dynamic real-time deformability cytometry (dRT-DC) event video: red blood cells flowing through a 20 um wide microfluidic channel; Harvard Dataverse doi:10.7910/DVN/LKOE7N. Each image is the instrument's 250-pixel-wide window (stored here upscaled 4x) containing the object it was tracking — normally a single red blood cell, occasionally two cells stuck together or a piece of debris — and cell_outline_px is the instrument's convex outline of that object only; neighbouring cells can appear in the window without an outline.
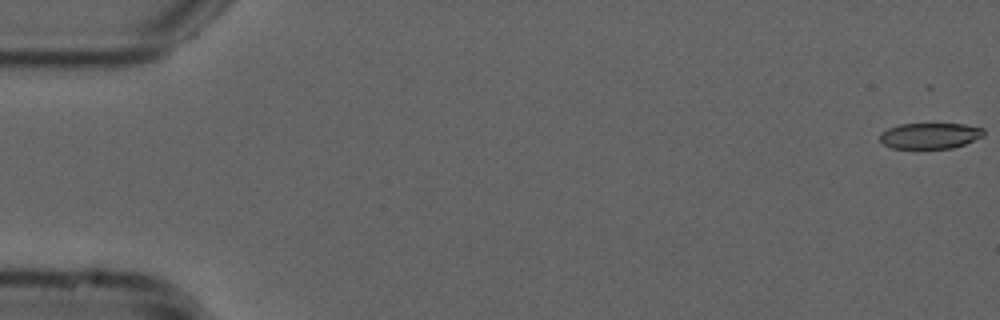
{"species": "common noctule bat (a hibernating species)", "species_latin": "Nyctalus noctula", "temperature_condition": "cold", "stored_images_in_passage": 14, "camera_frame_rate_fps": 3000, "um_per_image_px": 0.085, "animal": {"sex": "male", "forearm_length_mm": 52.5}, "frame": {"image": 1, "passage_image": 1, "time_ms": 0.0, "image_size_px": [1000, 320], "cell_outline_px": [[984, 136], [964, 144], [952, 148], [892, 148], [884, 144], [880, 140], [880, 132], [888, 128], [900, 124], [964, 124], [984, 128]], "centroid_in_image_um": [79.05, 11.53], "position_along_channel_um": 5.9, "area_um2": 15.61}}